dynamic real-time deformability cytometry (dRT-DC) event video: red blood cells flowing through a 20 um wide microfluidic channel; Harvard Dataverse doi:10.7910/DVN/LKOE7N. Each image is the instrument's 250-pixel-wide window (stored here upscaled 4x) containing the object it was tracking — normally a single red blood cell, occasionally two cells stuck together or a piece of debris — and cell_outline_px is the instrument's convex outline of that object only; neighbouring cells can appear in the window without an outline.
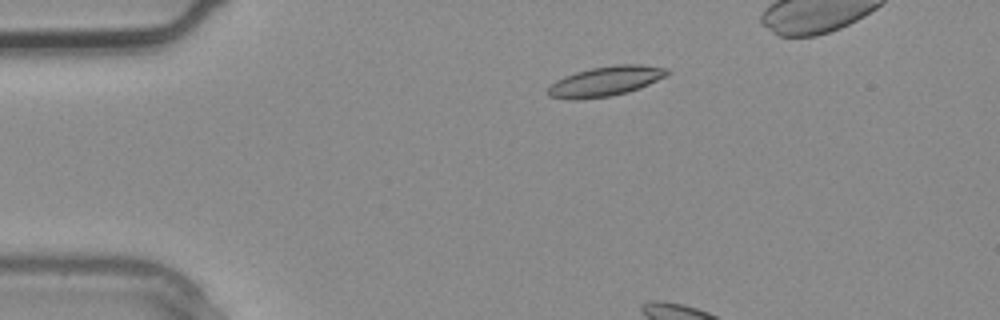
{"species": "common noctule bat (a hibernating species)", "species_latin": "Nyctalus noctula", "temperature_condition": "warm", "stored_images_in_passage": 2, "camera_frame_rate_fps": 3000, "um_per_image_px": 0.085, "animal": {"sex": "male", "body_mass_g": 20.4}, "frame": {"image": 1, "passage_image": 2, "time_ms": 0.333, "image_size_px": [1000, 320], "cell_outline_px": [[672, 72], [640, 88], [628, 92], [608, 96], [576, 100], [572, 100], [548, 96], [548, 88], [556, 80], [564, 76], [576, 72], [592, 68], [616, 64], [640, 64], [668, 68]], "centroid_in_image_um": [51.47, 6.9], "position_along_channel_um": 33.5, "area_um2": 20.63}}